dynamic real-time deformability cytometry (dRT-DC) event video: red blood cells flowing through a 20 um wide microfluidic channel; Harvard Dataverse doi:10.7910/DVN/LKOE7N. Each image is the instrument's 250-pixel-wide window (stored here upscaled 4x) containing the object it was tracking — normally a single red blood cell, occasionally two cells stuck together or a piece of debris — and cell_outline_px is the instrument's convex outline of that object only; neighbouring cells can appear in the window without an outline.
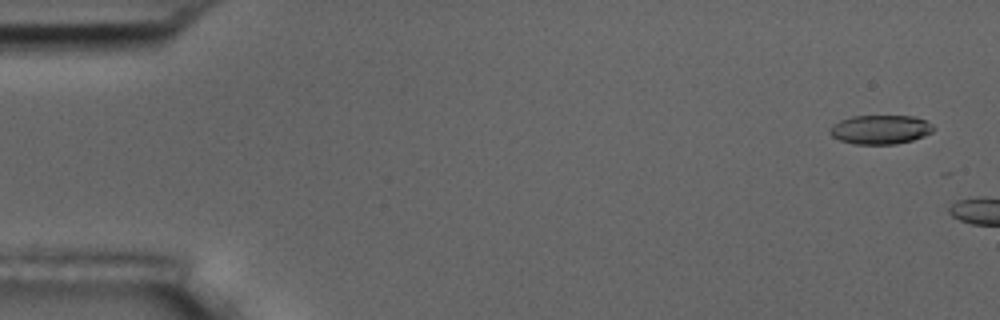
{"species": "common noctule bat (a hibernating species)", "species_latin": "Nyctalus noctula", "temperature_condition": "room temperature", "stored_images_in_passage": 3, "camera_frame_rate_fps": 3000, "um_per_image_px": 0.085, "animal": {"sex": "male", "body_mass_g": 17.5, "forearm_length_mm": 52.3}, "frame": {"image": 1, "passage_image": 1, "time_ms": 0.0, "image_size_px": [1000, 320], "cell_outline_px": [[936, 128], [932, 132], [924, 136], [912, 140], [896, 144], [852, 144], [840, 140], [832, 136], [828, 132], [828, 128], [832, 124], [840, 120], [852, 116], [912, 116], [924, 120], [932, 124]], "centroid_in_image_um": [74.8, 11.01], "position_along_channel_um": 10.2, "area_um2": 17.69}}